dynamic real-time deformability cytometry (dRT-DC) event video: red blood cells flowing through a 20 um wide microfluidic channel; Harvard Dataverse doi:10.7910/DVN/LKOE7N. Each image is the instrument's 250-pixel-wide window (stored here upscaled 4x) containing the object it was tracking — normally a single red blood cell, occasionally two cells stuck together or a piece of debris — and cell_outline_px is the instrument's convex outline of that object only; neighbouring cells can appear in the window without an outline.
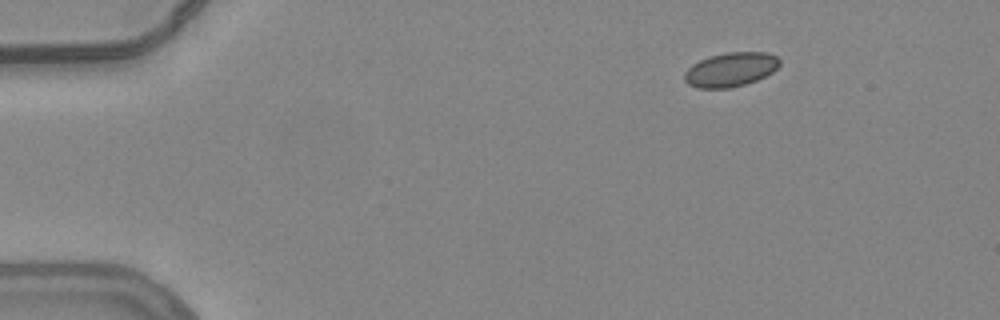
{"species": "common noctule bat (a hibernating species)", "species_latin": "Nyctalus noctula", "temperature_condition": "warm", "stored_images_in_passage": 48, "camera_frame_rate_fps": 3000, "um_per_image_px": 0.085, "animal": {"sex": "female", "body_mass_g": 24.6, "forearm_length_mm": 56.2}, "frame": {"image": 1, "passage_image": 1, "time_ms": 0.0, "image_size_px": [1000, 320], "cell_outline_px": [[780, 64], [772, 72], [756, 80], [744, 84], [728, 88], [700, 88], [688, 84], [684, 80], [684, 72], [692, 64], [708, 56], [724, 52], [768, 52], [776, 56], [780, 60]], "centroid_in_image_um": [62.09, 5.89], "position_along_channel_um": 22.9, "area_um2": 18.96}}
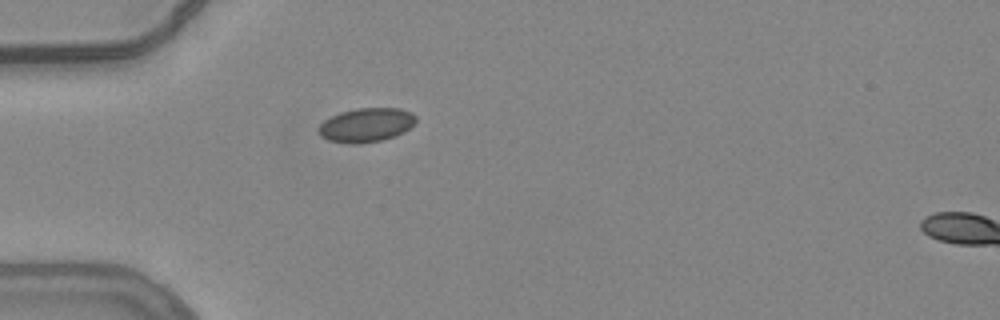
{"frame": {"image": 2, "passage_image": 10, "time_ms": 3.0, "image_size_px": [1000, 320], "cell_outline_px": [[416, 120], [404, 132], [396, 136], [380, 140], [360, 144], [352, 144], [328, 140], [320, 136], [316, 132], [316, 128], [324, 120], [340, 112], [356, 108], [400, 108], [412, 112], [416, 116]], "centroid_in_image_um": [31.09, 10.62], "position_along_channel_um": 53.9, "area_um2": 19.48}}
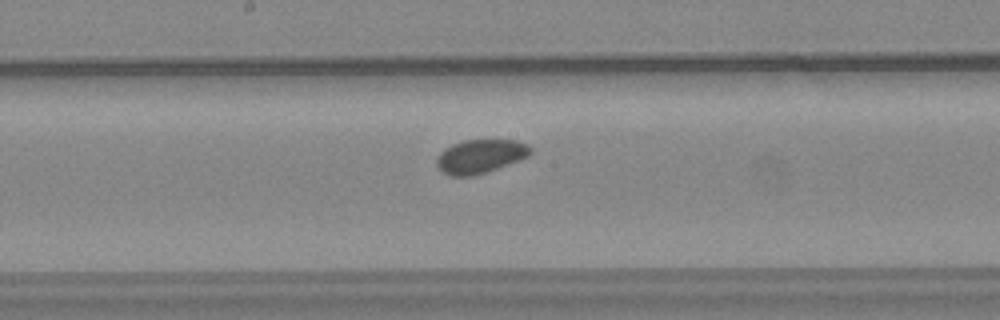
{"frame": {"image": 3, "passage_image": 23, "time_ms": 7.333, "image_size_px": [1000, 320], "cell_outline_px": [[532, 152], [528, 156], [496, 168], [472, 176], [448, 176], [436, 164], [436, 160], [440, 152], [444, 148], [452, 144], [464, 140], [516, 140], [528, 144], [532, 148]], "centroid_in_image_um": [40.81, 13.27], "position_along_channel_um": 207.4, "area_um2": 18.26}, "authors_computed_cell_mechanics": {"area_um2": 18.8428, "velocity_mm_per_s": 3.7769, "shape_relaxation_time_tau1_ms": null, "shape_relaxation_time_tau2_ms": 10.773, "deformation_change_tau1": null, "deformation_change_tau2": 0.1183}}